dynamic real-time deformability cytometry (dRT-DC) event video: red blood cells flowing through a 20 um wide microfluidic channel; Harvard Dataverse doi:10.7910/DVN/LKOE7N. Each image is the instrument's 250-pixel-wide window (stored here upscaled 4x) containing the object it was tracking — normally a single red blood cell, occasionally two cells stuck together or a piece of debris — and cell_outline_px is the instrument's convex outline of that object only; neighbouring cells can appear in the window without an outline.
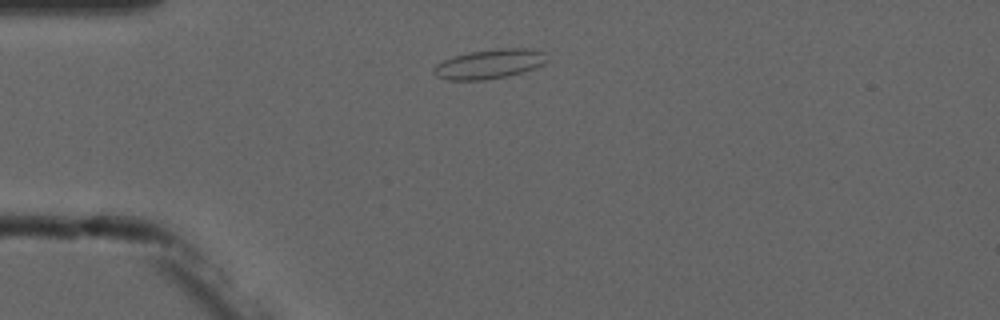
{"species": "common noctule bat (a hibernating species)", "species_latin": "Nyctalus noctula", "temperature_condition": "cold", "stored_images_in_passage": 2, "camera_frame_rate_fps": 3000, "um_per_image_px": 0.085, "animal": {"sex": "male", "forearm_length_mm": 52.5}, "frame": {"image": 1, "passage_image": 1, "time_ms": 0.0, "image_size_px": [1000, 320], "cell_outline_px": [[544, 64], [524, 72], [508, 76], [484, 80], [448, 80], [436, 76], [432, 72], [432, 68], [436, 64], [444, 60], [456, 56], [472, 52], [496, 48], [532, 48], [544, 52]], "centroid_in_image_um": [41.58, 5.45], "position_along_channel_um": 43.4, "area_um2": 19.36}}